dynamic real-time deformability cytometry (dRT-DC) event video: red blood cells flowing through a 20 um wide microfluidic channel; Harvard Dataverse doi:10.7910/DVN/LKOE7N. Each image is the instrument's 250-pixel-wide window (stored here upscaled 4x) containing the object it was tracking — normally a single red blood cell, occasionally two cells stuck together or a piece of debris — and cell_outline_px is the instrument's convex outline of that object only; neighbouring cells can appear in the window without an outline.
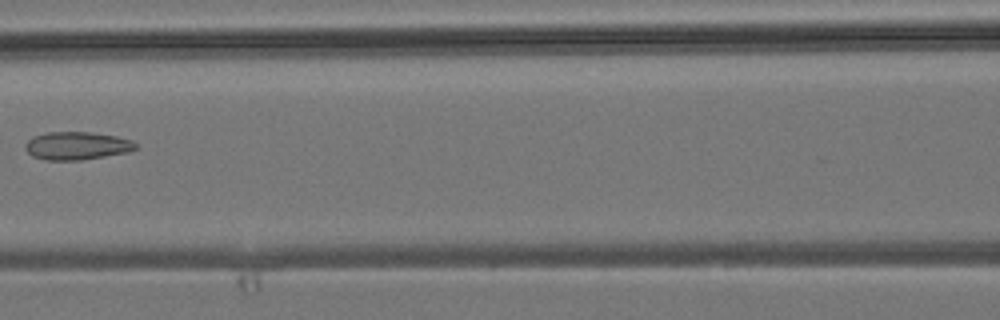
{"species": "common noctule bat (a hibernating species)", "species_latin": "Nyctalus noctula", "temperature_condition": "room temperature", "stored_images_in_passage": 3, "camera_frame_rate_fps": 3000, "um_per_image_px": 0.085, "animal": {"sex": "male", "body_mass_g": 19.2, "forearm_length_mm": 51.8}, "frame": {"image": 1, "passage_image": 3, "time_ms": 2.333, "image_size_px": [1000, 320], "cell_outline_px": [[140, 148], [128, 152], [80, 160], [44, 160], [32, 156], [24, 148], [24, 144], [32, 136], [48, 132], [88, 132], [116, 136], [132, 140]], "centroid_in_image_um": [6.52, 12.39], "position_along_channel_um": 160.1, "area_um2": 18.09}}